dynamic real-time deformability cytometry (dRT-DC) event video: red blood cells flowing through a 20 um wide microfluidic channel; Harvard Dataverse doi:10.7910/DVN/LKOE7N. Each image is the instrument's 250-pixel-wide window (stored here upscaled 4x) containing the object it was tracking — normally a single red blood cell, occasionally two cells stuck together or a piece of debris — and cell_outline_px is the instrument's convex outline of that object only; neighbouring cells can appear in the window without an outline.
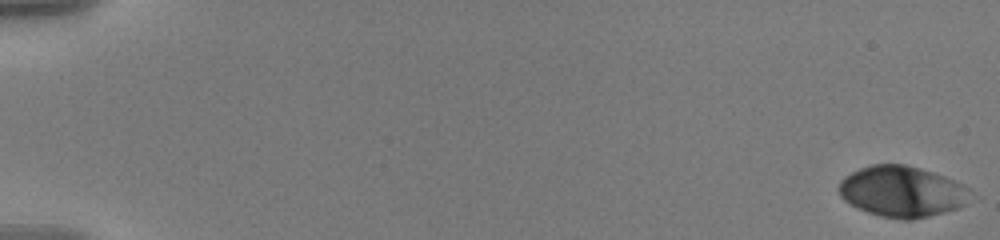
{"species": "human", "species_latin": "Homo sapiens", "temperature_condition": "warm", "stored_images_in_passage": 58, "camera_frame_rate_fps": 3000, "um_per_image_px": 0.085, "donor": {"sex": "male"}, "frame": {"image": 1, "passage_image": 1, "time_ms": 0.0, "image_size_px": [1000, 240], "cell_outline_px": [[968, 188], [964, 204], [960, 208], [912, 220], [900, 220], [880, 216], [868, 212], [844, 200], [840, 196], [836, 188], [840, 180], [844, 176], [860, 168], [872, 164], [904, 164], [920, 168], [944, 176], [964, 184]], "centroid_in_image_um": [76.61, 16.27], "position_along_channel_um": 8.4, "area_um2": 38.9}}
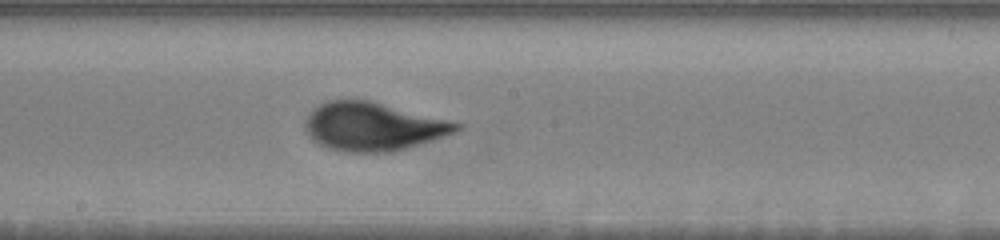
{"frame": {"image": 2, "passage_image": 34, "time_ms": 11.0, "image_size_px": [1000, 240], "cell_outline_px": [[464, 124], [456, 132], [432, 140], [392, 152], [340, 152], [328, 148], [312, 140], [308, 136], [304, 128], [304, 120], [312, 108], [328, 100], [368, 100]], "centroid_in_image_um": [31.65, 10.77], "position_along_channel_um": 216.6, "area_um2": 42.54}}
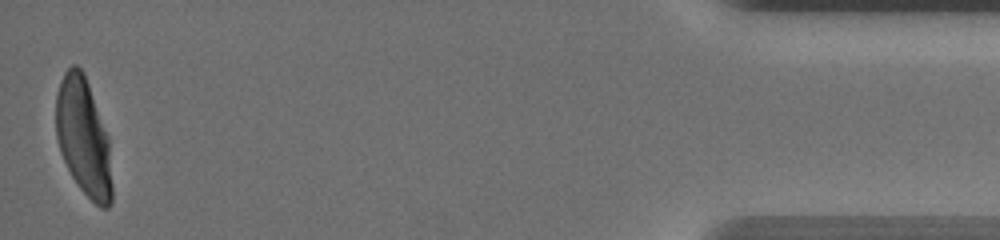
{"frame": {"image": 3, "passage_image": 58, "time_ms": 19.0, "image_size_px": [1000, 240], "cell_outline_px": [[112, 204], [108, 208], [100, 208], [80, 188], [72, 176], [60, 152], [56, 136], [56, 92], [60, 80], [64, 72], [72, 64], [76, 64], [84, 72], [108, 136], [112, 184]], "centroid_in_image_um": [7.09, 11.65], "position_along_channel_um": 428.1, "area_um2": 38.44}, "authors_computed_cell_mechanics": {"area_um2": 40.6623, "velocity_mm_per_s": 3.5621, "shape_relaxation_time_tau1_ms": 4.1375, "shape_relaxation_time_tau2_ms": null, "deformation_change_tau1": 0.1938, "deformation_change_tau2": null}}